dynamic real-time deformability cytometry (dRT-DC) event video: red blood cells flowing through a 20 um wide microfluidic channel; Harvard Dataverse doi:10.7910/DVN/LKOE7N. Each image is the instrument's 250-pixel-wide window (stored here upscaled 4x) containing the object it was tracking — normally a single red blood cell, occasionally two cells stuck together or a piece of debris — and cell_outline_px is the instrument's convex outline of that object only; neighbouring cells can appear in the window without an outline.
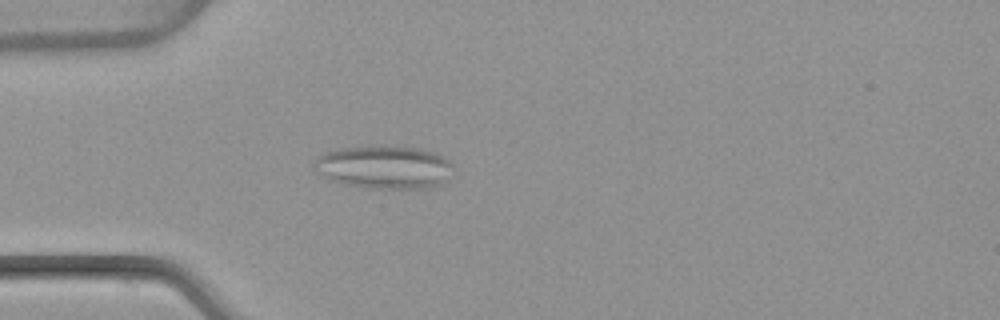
{"species": "common noctule bat (a hibernating species)", "species_latin": "Nyctalus noctula", "temperature_condition": "warm", "stored_images_in_passage": 51, "camera_frame_rate_fps": 3000, "um_per_image_px": 0.085, "animal": {"sex": "female", "body_mass_g": 22.7, "forearm_length_mm": 54.2}, "frame": {"image": 1, "passage_image": 15, "time_ms": 4.667, "image_size_px": [1000, 320], "cell_outline_px": [[452, 176], [440, 184], [432, 188], [368, 188], [344, 184], [332, 180], [316, 172], [312, 168], [312, 164], [320, 156], [328, 152], [340, 148], [368, 144], [384, 144], [420, 148], [432, 152], [448, 160], [452, 164]], "centroid_in_image_um": [32.66, 14.18], "position_along_channel_um": 52.3, "area_um2": 35.55}}
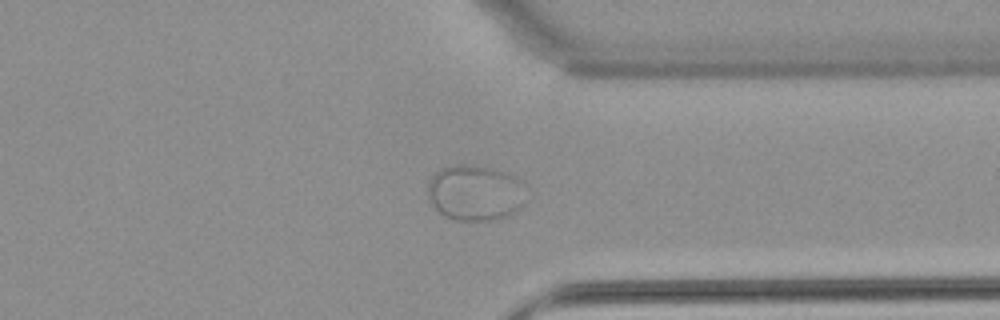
{"frame": {"image": 2, "passage_image": 40, "time_ms": 13.0, "image_size_px": [1000, 320], "cell_outline_px": [[524, 204], [516, 212], [508, 216], [496, 220], [456, 220], [444, 216], [436, 208], [428, 192], [428, 184], [432, 176], [440, 168], [452, 164], [476, 164], [508, 172], [520, 180], [524, 184]], "centroid_in_image_um": [40.43, 16.36], "position_along_channel_um": 371.0, "area_um2": 32.25}}
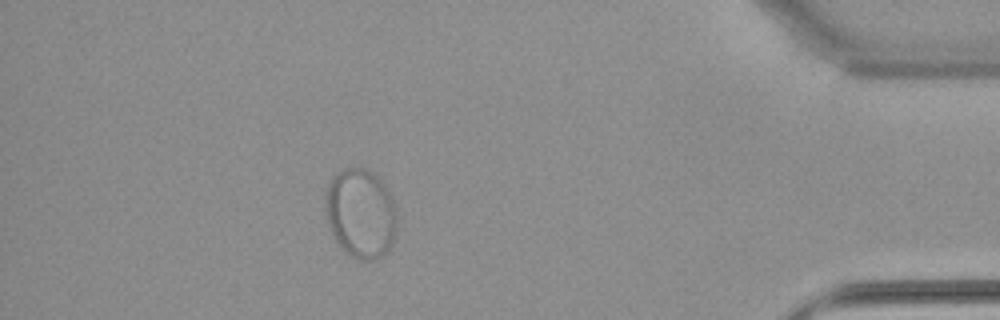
{"frame": {"image": 3, "passage_image": 46, "time_ms": 15.0, "image_size_px": [1000, 320], "cell_outline_px": [[396, 232], [392, 244], [388, 252], [380, 260], [360, 260], [344, 252], [340, 248], [328, 224], [324, 212], [324, 192], [332, 176], [336, 172], [344, 168], [364, 168], [380, 176], [388, 188], [392, 196], [396, 208]], "centroid_in_image_um": [30.66, 18.13], "position_along_channel_um": 404.5, "area_um2": 38.44}}